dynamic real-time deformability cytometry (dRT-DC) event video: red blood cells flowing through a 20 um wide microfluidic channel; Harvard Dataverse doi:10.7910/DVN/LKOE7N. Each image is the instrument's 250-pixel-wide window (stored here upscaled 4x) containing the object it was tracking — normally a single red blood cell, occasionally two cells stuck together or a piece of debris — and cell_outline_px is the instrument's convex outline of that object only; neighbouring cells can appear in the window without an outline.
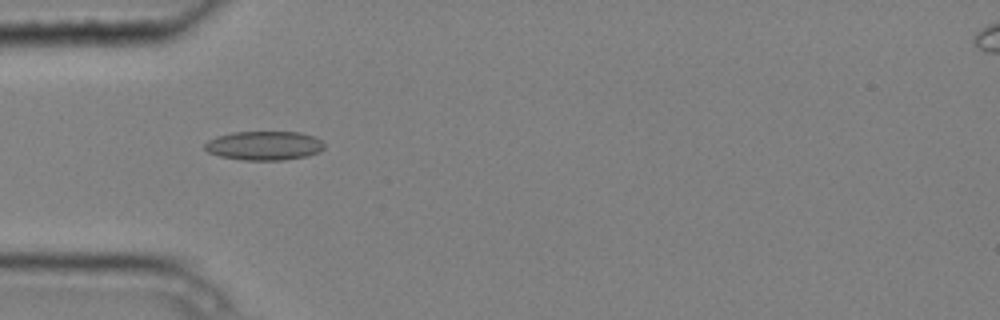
{"species": "common noctule bat (a hibernating species)", "species_latin": "Nyctalus noctula", "temperature_condition": "cold", "stored_images_in_passage": 5, "camera_frame_rate_fps": 3000, "um_per_image_px": 0.085, "animal": {"sex": "male", "body_mass_g": 20.4}, "frame": {"image": 1, "passage_image": 5, "time_ms": 1.333, "image_size_px": [1000, 320], "cell_outline_px": [[324, 148], [308, 156], [284, 160], [244, 160], [220, 156], [208, 152], [204, 148], [204, 144], [208, 140], [216, 136], [232, 132], [300, 132], [316, 136], [324, 144]], "centroid_in_image_um": [22.45, 12.37], "position_along_channel_um": 62.6, "area_um2": 20.29}}